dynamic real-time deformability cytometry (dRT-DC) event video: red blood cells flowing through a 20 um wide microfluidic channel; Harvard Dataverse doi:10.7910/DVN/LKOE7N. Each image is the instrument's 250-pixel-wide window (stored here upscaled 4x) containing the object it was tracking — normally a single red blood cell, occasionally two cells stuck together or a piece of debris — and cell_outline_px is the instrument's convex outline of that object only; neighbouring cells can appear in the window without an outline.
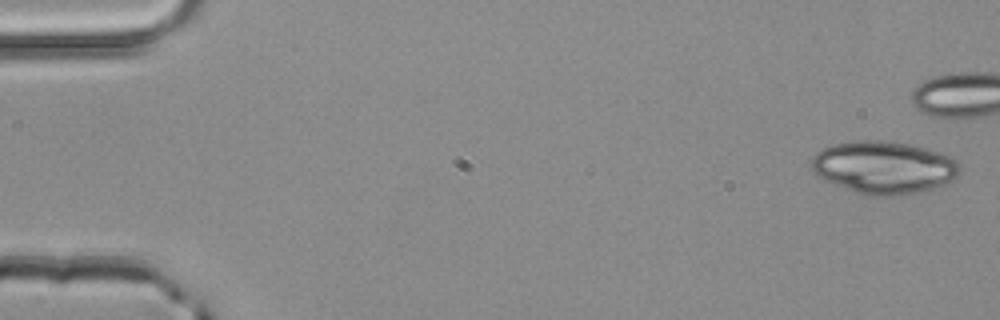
{"species": "common noctule bat (a hibernating species)", "species_latin": "Nyctalus noctula", "temperature_condition": "room temperature", "stored_images_in_passage": 3, "camera_frame_rate_fps": 3000, "um_per_image_px": 0.085, "animal": {"sex": "male", "body_mass_g": 20.4}, "frame": {"image": 1, "passage_image": 1, "time_ms": 0.0, "image_size_px": [1000, 320], "cell_outline_px": [[960, 172], [956, 176], [944, 184], [932, 188], [916, 192], [892, 196], [864, 196], [832, 184], [816, 176], [812, 172], [812, 156], [816, 152], [832, 144], [852, 140], [884, 140], [912, 144], [928, 148], [952, 156], [960, 164]], "centroid_in_image_um": [75.09, 14.22], "position_along_channel_um": 9.9, "area_um2": 46.12}}